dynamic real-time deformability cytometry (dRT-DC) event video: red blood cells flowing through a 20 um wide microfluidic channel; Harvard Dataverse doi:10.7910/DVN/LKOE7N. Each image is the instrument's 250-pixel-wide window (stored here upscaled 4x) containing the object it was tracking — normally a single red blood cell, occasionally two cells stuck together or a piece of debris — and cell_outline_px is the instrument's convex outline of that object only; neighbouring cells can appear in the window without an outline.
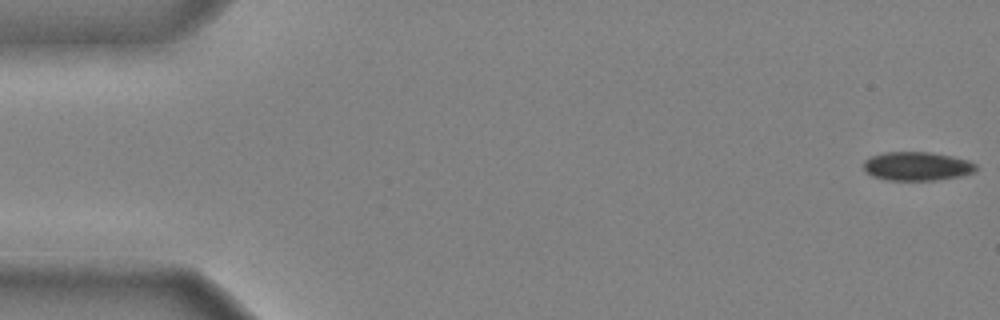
{"species": "common noctule bat (a hibernating species)", "species_latin": "Nyctalus noctula", "temperature_condition": "cold", "stored_images_in_passage": 47, "camera_frame_rate_fps": 3000, "um_per_image_px": 0.085, "animal": {"sex": "male", "body_mass_g": 20.4}, "frame": {"image": 1, "passage_image": 1, "time_ms": 0.0, "image_size_px": [1000, 320], "cell_outline_px": [[976, 172], [960, 176], [936, 180], [888, 180], [872, 176], [864, 168], [864, 160], [872, 156], [884, 152], [928, 152], [952, 156], [968, 160], [976, 164]], "centroid_in_image_um": [77.97, 14.13], "position_along_channel_um": 7.0, "area_um2": 18.79}}
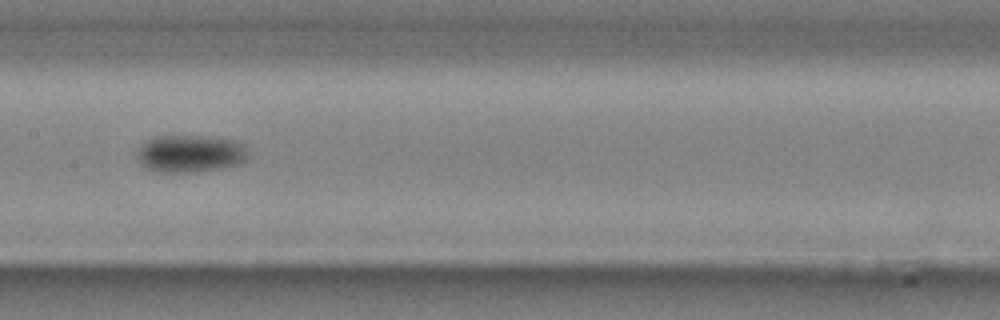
{"frame": {"image": 2, "passage_image": 25, "time_ms": 8.0, "image_size_px": [1000, 320], "cell_outline_px": [[248, 160], [236, 164], [220, 168], [200, 172], [156, 172], [140, 164], [136, 152], [148, 140], [156, 136], [220, 136], [240, 140], [244, 144], [248, 156]], "centroid_in_image_um": [16.23, 13.04], "position_along_channel_um": 191.2, "area_um2": 24.57}}
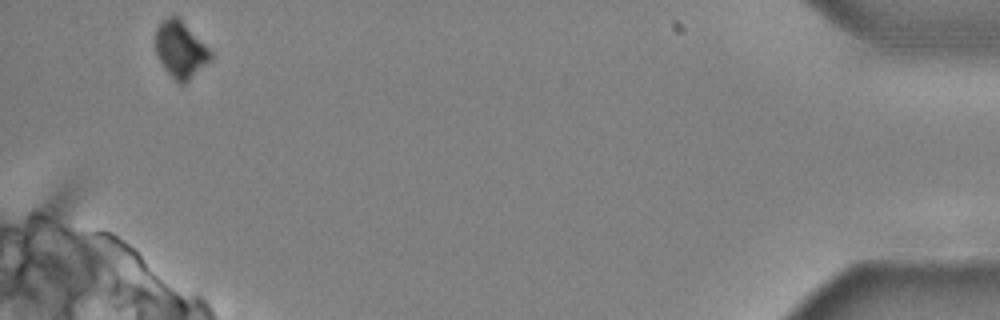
{"frame": {"image": 3, "passage_image": 47, "time_ms": 15.333, "image_size_px": [1000, 320], "cell_outline_px": [[212, 60], [184, 84], [180, 84], [164, 68], [156, 56], [156, 28], [168, 16], [176, 16], [212, 52]], "centroid_in_image_um": [15.34, 4.25], "position_along_channel_um": 419.9, "area_um2": 17.69}, "authors_computed_cell_mechanics": {"area_um2": 20.6346, "velocity_mm_per_s": 3.9672, "shape_relaxation_time_tau1_ms": 1.6839, "shape_relaxation_time_tau2_ms": null, "deformation_change_tau1": 0.0903, "deformation_change_tau2": null}}